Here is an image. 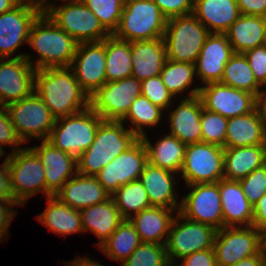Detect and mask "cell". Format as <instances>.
Listing matches in <instances>:
<instances>
[{
    "mask_svg": "<svg viewBox=\"0 0 266 266\" xmlns=\"http://www.w3.org/2000/svg\"><path fill=\"white\" fill-rule=\"evenodd\" d=\"M81 89L90 97L106 82V38L101 42L78 43L70 66Z\"/></svg>",
    "mask_w": 266,
    "mask_h": 266,
    "instance_id": "17",
    "label": "cell"
},
{
    "mask_svg": "<svg viewBox=\"0 0 266 266\" xmlns=\"http://www.w3.org/2000/svg\"><path fill=\"white\" fill-rule=\"evenodd\" d=\"M22 0H0V14L16 7Z\"/></svg>",
    "mask_w": 266,
    "mask_h": 266,
    "instance_id": "57",
    "label": "cell"
},
{
    "mask_svg": "<svg viewBox=\"0 0 266 266\" xmlns=\"http://www.w3.org/2000/svg\"><path fill=\"white\" fill-rule=\"evenodd\" d=\"M15 200L11 191L10 172L7 165V157L0 166V201Z\"/></svg>",
    "mask_w": 266,
    "mask_h": 266,
    "instance_id": "52",
    "label": "cell"
},
{
    "mask_svg": "<svg viewBox=\"0 0 266 266\" xmlns=\"http://www.w3.org/2000/svg\"><path fill=\"white\" fill-rule=\"evenodd\" d=\"M141 95L163 110L171 105L173 99L160 75L141 81Z\"/></svg>",
    "mask_w": 266,
    "mask_h": 266,
    "instance_id": "44",
    "label": "cell"
},
{
    "mask_svg": "<svg viewBox=\"0 0 266 266\" xmlns=\"http://www.w3.org/2000/svg\"><path fill=\"white\" fill-rule=\"evenodd\" d=\"M141 95V81L130 76L121 80L106 82L89 97V106L103 120L121 121L133 101Z\"/></svg>",
    "mask_w": 266,
    "mask_h": 266,
    "instance_id": "11",
    "label": "cell"
},
{
    "mask_svg": "<svg viewBox=\"0 0 266 266\" xmlns=\"http://www.w3.org/2000/svg\"><path fill=\"white\" fill-rule=\"evenodd\" d=\"M5 107L3 106V104L0 101V109H4Z\"/></svg>",
    "mask_w": 266,
    "mask_h": 266,
    "instance_id": "63",
    "label": "cell"
},
{
    "mask_svg": "<svg viewBox=\"0 0 266 266\" xmlns=\"http://www.w3.org/2000/svg\"><path fill=\"white\" fill-rule=\"evenodd\" d=\"M162 111L164 110L151 103L146 97L140 95L133 101L129 111L121 121L124 123L128 118L132 126L135 127L129 130L138 138H141L146 135L143 127H146V125L155 127L161 120Z\"/></svg>",
    "mask_w": 266,
    "mask_h": 266,
    "instance_id": "39",
    "label": "cell"
},
{
    "mask_svg": "<svg viewBox=\"0 0 266 266\" xmlns=\"http://www.w3.org/2000/svg\"><path fill=\"white\" fill-rule=\"evenodd\" d=\"M102 121L103 118L89 106L76 114L57 118L47 140L78 158L93 143Z\"/></svg>",
    "mask_w": 266,
    "mask_h": 266,
    "instance_id": "5",
    "label": "cell"
},
{
    "mask_svg": "<svg viewBox=\"0 0 266 266\" xmlns=\"http://www.w3.org/2000/svg\"><path fill=\"white\" fill-rule=\"evenodd\" d=\"M266 46V18H265V34H264V44Z\"/></svg>",
    "mask_w": 266,
    "mask_h": 266,
    "instance_id": "60",
    "label": "cell"
},
{
    "mask_svg": "<svg viewBox=\"0 0 266 266\" xmlns=\"http://www.w3.org/2000/svg\"><path fill=\"white\" fill-rule=\"evenodd\" d=\"M41 13L33 1H21L0 14V59L11 57L21 44L28 43L31 27Z\"/></svg>",
    "mask_w": 266,
    "mask_h": 266,
    "instance_id": "16",
    "label": "cell"
},
{
    "mask_svg": "<svg viewBox=\"0 0 266 266\" xmlns=\"http://www.w3.org/2000/svg\"><path fill=\"white\" fill-rule=\"evenodd\" d=\"M132 76L139 81L159 76L167 60L163 38L131 42Z\"/></svg>",
    "mask_w": 266,
    "mask_h": 266,
    "instance_id": "26",
    "label": "cell"
},
{
    "mask_svg": "<svg viewBox=\"0 0 266 266\" xmlns=\"http://www.w3.org/2000/svg\"><path fill=\"white\" fill-rule=\"evenodd\" d=\"M168 20L193 13L195 0H152Z\"/></svg>",
    "mask_w": 266,
    "mask_h": 266,
    "instance_id": "47",
    "label": "cell"
},
{
    "mask_svg": "<svg viewBox=\"0 0 266 266\" xmlns=\"http://www.w3.org/2000/svg\"><path fill=\"white\" fill-rule=\"evenodd\" d=\"M80 216L83 231H92L100 239L99 247L124 220L112 198L80 210Z\"/></svg>",
    "mask_w": 266,
    "mask_h": 266,
    "instance_id": "31",
    "label": "cell"
},
{
    "mask_svg": "<svg viewBox=\"0 0 266 266\" xmlns=\"http://www.w3.org/2000/svg\"><path fill=\"white\" fill-rule=\"evenodd\" d=\"M240 14L266 18V0H236Z\"/></svg>",
    "mask_w": 266,
    "mask_h": 266,
    "instance_id": "51",
    "label": "cell"
},
{
    "mask_svg": "<svg viewBox=\"0 0 266 266\" xmlns=\"http://www.w3.org/2000/svg\"><path fill=\"white\" fill-rule=\"evenodd\" d=\"M233 54L226 34L210 33L195 62V73L205 85L220 82Z\"/></svg>",
    "mask_w": 266,
    "mask_h": 266,
    "instance_id": "21",
    "label": "cell"
},
{
    "mask_svg": "<svg viewBox=\"0 0 266 266\" xmlns=\"http://www.w3.org/2000/svg\"><path fill=\"white\" fill-rule=\"evenodd\" d=\"M122 266H171L166 244L141 243Z\"/></svg>",
    "mask_w": 266,
    "mask_h": 266,
    "instance_id": "41",
    "label": "cell"
},
{
    "mask_svg": "<svg viewBox=\"0 0 266 266\" xmlns=\"http://www.w3.org/2000/svg\"><path fill=\"white\" fill-rule=\"evenodd\" d=\"M103 27L113 34L118 28L125 0H82Z\"/></svg>",
    "mask_w": 266,
    "mask_h": 266,
    "instance_id": "42",
    "label": "cell"
},
{
    "mask_svg": "<svg viewBox=\"0 0 266 266\" xmlns=\"http://www.w3.org/2000/svg\"><path fill=\"white\" fill-rule=\"evenodd\" d=\"M131 42L110 34L106 38V79L117 81L132 76Z\"/></svg>",
    "mask_w": 266,
    "mask_h": 266,
    "instance_id": "35",
    "label": "cell"
},
{
    "mask_svg": "<svg viewBox=\"0 0 266 266\" xmlns=\"http://www.w3.org/2000/svg\"><path fill=\"white\" fill-rule=\"evenodd\" d=\"M68 264V266H103L97 262L92 261L91 259L81 257L73 260L71 263L69 262Z\"/></svg>",
    "mask_w": 266,
    "mask_h": 266,
    "instance_id": "58",
    "label": "cell"
},
{
    "mask_svg": "<svg viewBox=\"0 0 266 266\" xmlns=\"http://www.w3.org/2000/svg\"><path fill=\"white\" fill-rule=\"evenodd\" d=\"M266 164V145L224 148L223 179L239 181Z\"/></svg>",
    "mask_w": 266,
    "mask_h": 266,
    "instance_id": "30",
    "label": "cell"
},
{
    "mask_svg": "<svg viewBox=\"0 0 266 266\" xmlns=\"http://www.w3.org/2000/svg\"><path fill=\"white\" fill-rule=\"evenodd\" d=\"M138 139L122 121L103 120L91 146L77 158L78 173L95 176Z\"/></svg>",
    "mask_w": 266,
    "mask_h": 266,
    "instance_id": "3",
    "label": "cell"
},
{
    "mask_svg": "<svg viewBox=\"0 0 266 266\" xmlns=\"http://www.w3.org/2000/svg\"><path fill=\"white\" fill-rule=\"evenodd\" d=\"M35 64L27 54L0 59V101L4 107L30 96L35 87Z\"/></svg>",
    "mask_w": 266,
    "mask_h": 266,
    "instance_id": "14",
    "label": "cell"
},
{
    "mask_svg": "<svg viewBox=\"0 0 266 266\" xmlns=\"http://www.w3.org/2000/svg\"><path fill=\"white\" fill-rule=\"evenodd\" d=\"M61 1L68 2V1H71V0H61ZM33 2L39 7V9L42 12H45L51 6V4L50 3H47L46 0H33Z\"/></svg>",
    "mask_w": 266,
    "mask_h": 266,
    "instance_id": "59",
    "label": "cell"
},
{
    "mask_svg": "<svg viewBox=\"0 0 266 266\" xmlns=\"http://www.w3.org/2000/svg\"><path fill=\"white\" fill-rule=\"evenodd\" d=\"M259 233V251L263 256H266V225L258 228Z\"/></svg>",
    "mask_w": 266,
    "mask_h": 266,
    "instance_id": "56",
    "label": "cell"
},
{
    "mask_svg": "<svg viewBox=\"0 0 266 266\" xmlns=\"http://www.w3.org/2000/svg\"><path fill=\"white\" fill-rule=\"evenodd\" d=\"M173 173L149 162L146 163L139 179L147 191L150 206L180 210L181 201L177 202L178 199L174 193L173 184L176 182L174 180L176 176Z\"/></svg>",
    "mask_w": 266,
    "mask_h": 266,
    "instance_id": "25",
    "label": "cell"
},
{
    "mask_svg": "<svg viewBox=\"0 0 266 266\" xmlns=\"http://www.w3.org/2000/svg\"><path fill=\"white\" fill-rule=\"evenodd\" d=\"M30 148L41 159L45 169L46 197L55 196L63 184L78 173L77 158L56 148L48 140Z\"/></svg>",
    "mask_w": 266,
    "mask_h": 266,
    "instance_id": "20",
    "label": "cell"
},
{
    "mask_svg": "<svg viewBox=\"0 0 266 266\" xmlns=\"http://www.w3.org/2000/svg\"><path fill=\"white\" fill-rule=\"evenodd\" d=\"M200 87L190 91L188 98L180 101L176 110L170 113L171 135L177 137L185 145L202 142L201 115L202 103L198 97Z\"/></svg>",
    "mask_w": 266,
    "mask_h": 266,
    "instance_id": "22",
    "label": "cell"
},
{
    "mask_svg": "<svg viewBox=\"0 0 266 266\" xmlns=\"http://www.w3.org/2000/svg\"><path fill=\"white\" fill-rule=\"evenodd\" d=\"M39 54L35 69L69 67L76 54L78 42L59 28L42 12L33 23L28 43Z\"/></svg>",
    "mask_w": 266,
    "mask_h": 266,
    "instance_id": "2",
    "label": "cell"
},
{
    "mask_svg": "<svg viewBox=\"0 0 266 266\" xmlns=\"http://www.w3.org/2000/svg\"><path fill=\"white\" fill-rule=\"evenodd\" d=\"M227 122L228 118L203 108L200 121L202 142L224 148Z\"/></svg>",
    "mask_w": 266,
    "mask_h": 266,
    "instance_id": "43",
    "label": "cell"
},
{
    "mask_svg": "<svg viewBox=\"0 0 266 266\" xmlns=\"http://www.w3.org/2000/svg\"><path fill=\"white\" fill-rule=\"evenodd\" d=\"M181 260V265L174 266H217L214 248L194 252Z\"/></svg>",
    "mask_w": 266,
    "mask_h": 266,
    "instance_id": "49",
    "label": "cell"
},
{
    "mask_svg": "<svg viewBox=\"0 0 266 266\" xmlns=\"http://www.w3.org/2000/svg\"><path fill=\"white\" fill-rule=\"evenodd\" d=\"M209 35L193 13L168 19L163 37L167 59L195 64Z\"/></svg>",
    "mask_w": 266,
    "mask_h": 266,
    "instance_id": "6",
    "label": "cell"
},
{
    "mask_svg": "<svg viewBox=\"0 0 266 266\" xmlns=\"http://www.w3.org/2000/svg\"><path fill=\"white\" fill-rule=\"evenodd\" d=\"M266 145V125L255 109L228 119L224 148Z\"/></svg>",
    "mask_w": 266,
    "mask_h": 266,
    "instance_id": "27",
    "label": "cell"
},
{
    "mask_svg": "<svg viewBox=\"0 0 266 266\" xmlns=\"http://www.w3.org/2000/svg\"><path fill=\"white\" fill-rule=\"evenodd\" d=\"M55 196L67 206L79 211L111 198L95 176L80 173L67 180Z\"/></svg>",
    "mask_w": 266,
    "mask_h": 266,
    "instance_id": "23",
    "label": "cell"
},
{
    "mask_svg": "<svg viewBox=\"0 0 266 266\" xmlns=\"http://www.w3.org/2000/svg\"><path fill=\"white\" fill-rule=\"evenodd\" d=\"M193 14L210 33L218 34H225L241 15L236 0H195Z\"/></svg>",
    "mask_w": 266,
    "mask_h": 266,
    "instance_id": "29",
    "label": "cell"
},
{
    "mask_svg": "<svg viewBox=\"0 0 266 266\" xmlns=\"http://www.w3.org/2000/svg\"><path fill=\"white\" fill-rule=\"evenodd\" d=\"M220 83L252 93L256 96L262 87L255 79L243 53H234L227 62Z\"/></svg>",
    "mask_w": 266,
    "mask_h": 266,
    "instance_id": "37",
    "label": "cell"
},
{
    "mask_svg": "<svg viewBox=\"0 0 266 266\" xmlns=\"http://www.w3.org/2000/svg\"><path fill=\"white\" fill-rule=\"evenodd\" d=\"M234 266H263V255L259 252L256 255L242 259Z\"/></svg>",
    "mask_w": 266,
    "mask_h": 266,
    "instance_id": "55",
    "label": "cell"
},
{
    "mask_svg": "<svg viewBox=\"0 0 266 266\" xmlns=\"http://www.w3.org/2000/svg\"><path fill=\"white\" fill-rule=\"evenodd\" d=\"M111 198L124 219H130L131 214L139 213L141 210L151 207L147 191L140 179L121 186Z\"/></svg>",
    "mask_w": 266,
    "mask_h": 266,
    "instance_id": "38",
    "label": "cell"
},
{
    "mask_svg": "<svg viewBox=\"0 0 266 266\" xmlns=\"http://www.w3.org/2000/svg\"><path fill=\"white\" fill-rule=\"evenodd\" d=\"M263 266H266V256H263Z\"/></svg>",
    "mask_w": 266,
    "mask_h": 266,
    "instance_id": "61",
    "label": "cell"
},
{
    "mask_svg": "<svg viewBox=\"0 0 266 266\" xmlns=\"http://www.w3.org/2000/svg\"><path fill=\"white\" fill-rule=\"evenodd\" d=\"M255 79L263 87L266 85V46L262 45L244 53Z\"/></svg>",
    "mask_w": 266,
    "mask_h": 266,
    "instance_id": "46",
    "label": "cell"
},
{
    "mask_svg": "<svg viewBox=\"0 0 266 266\" xmlns=\"http://www.w3.org/2000/svg\"><path fill=\"white\" fill-rule=\"evenodd\" d=\"M34 91L56 119L89 107V97L81 89L70 66L36 70Z\"/></svg>",
    "mask_w": 266,
    "mask_h": 266,
    "instance_id": "1",
    "label": "cell"
},
{
    "mask_svg": "<svg viewBox=\"0 0 266 266\" xmlns=\"http://www.w3.org/2000/svg\"><path fill=\"white\" fill-rule=\"evenodd\" d=\"M147 162L146 147L139 138L126 151L103 167L95 177L112 196L121 186L139 179Z\"/></svg>",
    "mask_w": 266,
    "mask_h": 266,
    "instance_id": "13",
    "label": "cell"
},
{
    "mask_svg": "<svg viewBox=\"0 0 266 266\" xmlns=\"http://www.w3.org/2000/svg\"><path fill=\"white\" fill-rule=\"evenodd\" d=\"M198 97L204 109L216 112L228 119L249 114L256 109L254 94L220 82L201 86Z\"/></svg>",
    "mask_w": 266,
    "mask_h": 266,
    "instance_id": "19",
    "label": "cell"
},
{
    "mask_svg": "<svg viewBox=\"0 0 266 266\" xmlns=\"http://www.w3.org/2000/svg\"><path fill=\"white\" fill-rule=\"evenodd\" d=\"M167 19L152 0H125L113 35L128 42L163 38Z\"/></svg>",
    "mask_w": 266,
    "mask_h": 266,
    "instance_id": "4",
    "label": "cell"
},
{
    "mask_svg": "<svg viewBox=\"0 0 266 266\" xmlns=\"http://www.w3.org/2000/svg\"><path fill=\"white\" fill-rule=\"evenodd\" d=\"M147 151V160L150 164L178 173L184 163L186 145L177 137L168 134L155 146L151 144L146 135L141 137Z\"/></svg>",
    "mask_w": 266,
    "mask_h": 266,
    "instance_id": "34",
    "label": "cell"
},
{
    "mask_svg": "<svg viewBox=\"0 0 266 266\" xmlns=\"http://www.w3.org/2000/svg\"><path fill=\"white\" fill-rule=\"evenodd\" d=\"M187 187L193 188L183 196L179 212L190 220L221 229L223 213L218 183L191 184Z\"/></svg>",
    "mask_w": 266,
    "mask_h": 266,
    "instance_id": "18",
    "label": "cell"
},
{
    "mask_svg": "<svg viewBox=\"0 0 266 266\" xmlns=\"http://www.w3.org/2000/svg\"><path fill=\"white\" fill-rule=\"evenodd\" d=\"M175 210L151 206L129 219L143 243L166 244ZM165 237V239H162ZM163 240V241H162Z\"/></svg>",
    "mask_w": 266,
    "mask_h": 266,
    "instance_id": "28",
    "label": "cell"
},
{
    "mask_svg": "<svg viewBox=\"0 0 266 266\" xmlns=\"http://www.w3.org/2000/svg\"><path fill=\"white\" fill-rule=\"evenodd\" d=\"M195 74V64L167 59L160 76L168 91L175 97L192 84Z\"/></svg>",
    "mask_w": 266,
    "mask_h": 266,
    "instance_id": "40",
    "label": "cell"
},
{
    "mask_svg": "<svg viewBox=\"0 0 266 266\" xmlns=\"http://www.w3.org/2000/svg\"><path fill=\"white\" fill-rule=\"evenodd\" d=\"M11 191L15 201L24 205L28 198L39 192L46 195L44 167L38 155L29 147L7 156Z\"/></svg>",
    "mask_w": 266,
    "mask_h": 266,
    "instance_id": "8",
    "label": "cell"
},
{
    "mask_svg": "<svg viewBox=\"0 0 266 266\" xmlns=\"http://www.w3.org/2000/svg\"><path fill=\"white\" fill-rule=\"evenodd\" d=\"M5 108L23 143L28 137L42 140L49 138L56 118L35 91L20 101L8 104Z\"/></svg>",
    "mask_w": 266,
    "mask_h": 266,
    "instance_id": "9",
    "label": "cell"
},
{
    "mask_svg": "<svg viewBox=\"0 0 266 266\" xmlns=\"http://www.w3.org/2000/svg\"><path fill=\"white\" fill-rule=\"evenodd\" d=\"M53 6L45 13L76 42H101L110 35L82 0H71L60 7Z\"/></svg>",
    "mask_w": 266,
    "mask_h": 266,
    "instance_id": "7",
    "label": "cell"
},
{
    "mask_svg": "<svg viewBox=\"0 0 266 266\" xmlns=\"http://www.w3.org/2000/svg\"><path fill=\"white\" fill-rule=\"evenodd\" d=\"M234 53L264 44L265 17L241 14L225 33Z\"/></svg>",
    "mask_w": 266,
    "mask_h": 266,
    "instance_id": "32",
    "label": "cell"
},
{
    "mask_svg": "<svg viewBox=\"0 0 266 266\" xmlns=\"http://www.w3.org/2000/svg\"><path fill=\"white\" fill-rule=\"evenodd\" d=\"M224 148L210 143L186 145L182 177L186 185L217 183L223 179Z\"/></svg>",
    "mask_w": 266,
    "mask_h": 266,
    "instance_id": "12",
    "label": "cell"
},
{
    "mask_svg": "<svg viewBox=\"0 0 266 266\" xmlns=\"http://www.w3.org/2000/svg\"><path fill=\"white\" fill-rule=\"evenodd\" d=\"M0 241L7 236V230L11 221L15 216V212L11 210L12 206H18L19 204L15 200H3L0 201ZM9 206V207H8ZM6 234V235H5Z\"/></svg>",
    "mask_w": 266,
    "mask_h": 266,
    "instance_id": "50",
    "label": "cell"
},
{
    "mask_svg": "<svg viewBox=\"0 0 266 266\" xmlns=\"http://www.w3.org/2000/svg\"><path fill=\"white\" fill-rule=\"evenodd\" d=\"M219 185L222 202L223 227L252 226L253 206L249 203L239 181L221 179Z\"/></svg>",
    "mask_w": 266,
    "mask_h": 266,
    "instance_id": "24",
    "label": "cell"
},
{
    "mask_svg": "<svg viewBox=\"0 0 266 266\" xmlns=\"http://www.w3.org/2000/svg\"><path fill=\"white\" fill-rule=\"evenodd\" d=\"M266 225V193L253 206L252 226L256 229Z\"/></svg>",
    "mask_w": 266,
    "mask_h": 266,
    "instance_id": "53",
    "label": "cell"
},
{
    "mask_svg": "<svg viewBox=\"0 0 266 266\" xmlns=\"http://www.w3.org/2000/svg\"><path fill=\"white\" fill-rule=\"evenodd\" d=\"M255 104L257 112L262 116L266 125V91L258 90L255 96Z\"/></svg>",
    "mask_w": 266,
    "mask_h": 266,
    "instance_id": "54",
    "label": "cell"
},
{
    "mask_svg": "<svg viewBox=\"0 0 266 266\" xmlns=\"http://www.w3.org/2000/svg\"><path fill=\"white\" fill-rule=\"evenodd\" d=\"M22 143V140L18 137L16 130L12 125L11 118L6 108L0 109V147L3 149V144H10L16 148L12 150V152H14L22 149L21 147H17Z\"/></svg>",
    "mask_w": 266,
    "mask_h": 266,
    "instance_id": "48",
    "label": "cell"
},
{
    "mask_svg": "<svg viewBox=\"0 0 266 266\" xmlns=\"http://www.w3.org/2000/svg\"><path fill=\"white\" fill-rule=\"evenodd\" d=\"M47 207L37 219L41 224L60 235L83 231L80 211L67 206L56 196L47 197Z\"/></svg>",
    "mask_w": 266,
    "mask_h": 266,
    "instance_id": "33",
    "label": "cell"
},
{
    "mask_svg": "<svg viewBox=\"0 0 266 266\" xmlns=\"http://www.w3.org/2000/svg\"><path fill=\"white\" fill-rule=\"evenodd\" d=\"M141 243L135 226L124 219L99 248L112 260L124 263Z\"/></svg>",
    "mask_w": 266,
    "mask_h": 266,
    "instance_id": "36",
    "label": "cell"
},
{
    "mask_svg": "<svg viewBox=\"0 0 266 266\" xmlns=\"http://www.w3.org/2000/svg\"><path fill=\"white\" fill-rule=\"evenodd\" d=\"M249 203L254 204L266 193V164L239 180Z\"/></svg>",
    "mask_w": 266,
    "mask_h": 266,
    "instance_id": "45",
    "label": "cell"
},
{
    "mask_svg": "<svg viewBox=\"0 0 266 266\" xmlns=\"http://www.w3.org/2000/svg\"><path fill=\"white\" fill-rule=\"evenodd\" d=\"M217 266H234L242 259L259 251L258 229L250 227H222L213 245Z\"/></svg>",
    "mask_w": 266,
    "mask_h": 266,
    "instance_id": "15",
    "label": "cell"
},
{
    "mask_svg": "<svg viewBox=\"0 0 266 266\" xmlns=\"http://www.w3.org/2000/svg\"><path fill=\"white\" fill-rule=\"evenodd\" d=\"M216 232L211 225L190 220L177 211L166 241L171 266L176 264L175 258L183 259L194 252L213 248Z\"/></svg>",
    "mask_w": 266,
    "mask_h": 266,
    "instance_id": "10",
    "label": "cell"
},
{
    "mask_svg": "<svg viewBox=\"0 0 266 266\" xmlns=\"http://www.w3.org/2000/svg\"><path fill=\"white\" fill-rule=\"evenodd\" d=\"M3 156L4 155V149H2L1 147H0V156Z\"/></svg>",
    "mask_w": 266,
    "mask_h": 266,
    "instance_id": "62",
    "label": "cell"
}]
</instances>
